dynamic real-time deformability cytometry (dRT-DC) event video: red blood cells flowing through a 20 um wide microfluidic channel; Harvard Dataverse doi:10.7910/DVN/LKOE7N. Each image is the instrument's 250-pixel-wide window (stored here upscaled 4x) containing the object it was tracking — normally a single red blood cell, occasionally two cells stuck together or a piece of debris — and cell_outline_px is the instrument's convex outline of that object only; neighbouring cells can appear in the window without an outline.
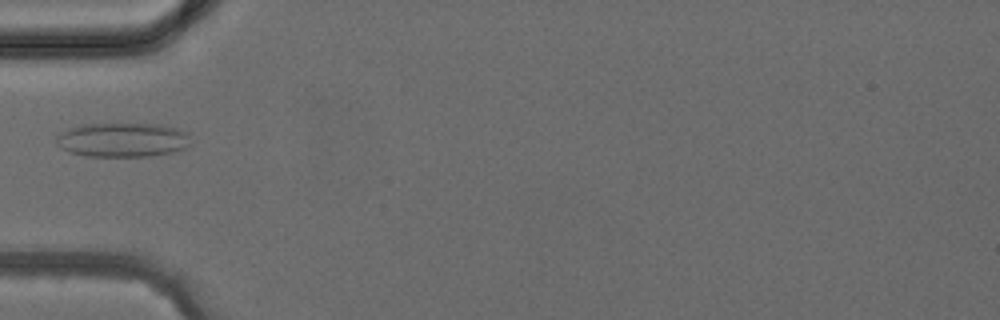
{"species": "common noctule bat (a hibernating species)", "species_latin": "Nyctalus noctula", "temperature_condition": "cold", "stored_images_in_passage": 3, "camera_frame_rate_fps": 3000, "um_per_image_px": 0.085, "animal": {"sex": "female", "body_mass_g": 24.6, "forearm_length_mm": 56.2}, "frame": {"image": 1, "passage_image": 3, "time_ms": 2.667, "image_size_px": [1000, 320], "cell_outline_px": [[188, 144], [184, 148], [172, 152], [148, 156], [88, 156], [68, 152], [56, 144], [56, 136], [68, 128], [84, 124], [160, 124], [176, 128], [188, 132]], "centroid_in_image_um": [10.38, 11.88], "position_along_channel_um": 74.6, "area_um2": 26.7}}